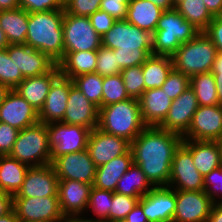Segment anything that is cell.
<instances>
[{
	"instance_id": "cell-1",
	"label": "cell",
	"mask_w": 222,
	"mask_h": 222,
	"mask_svg": "<svg viewBox=\"0 0 222 222\" xmlns=\"http://www.w3.org/2000/svg\"><path fill=\"white\" fill-rule=\"evenodd\" d=\"M183 137L160 127L146 126L130 143L133 163L154 187L168 186L175 150Z\"/></svg>"
},
{
	"instance_id": "cell-2",
	"label": "cell",
	"mask_w": 222,
	"mask_h": 222,
	"mask_svg": "<svg viewBox=\"0 0 222 222\" xmlns=\"http://www.w3.org/2000/svg\"><path fill=\"white\" fill-rule=\"evenodd\" d=\"M102 46L114 50L121 70L141 66L153 55L152 34L127 20H117L114 23L102 36Z\"/></svg>"
},
{
	"instance_id": "cell-3",
	"label": "cell",
	"mask_w": 222,
	"mask_h": 222,
	"mask_svg": "<svg viewBox=\"0 0 222 222\" xmlns=\"http://www.w3.org/2000/svg\"><path fill=\"white\" fill-rule=\"evenodd\" d=\"M64 8L28 13L26 45L46 54L58 64L64 57Z\"/></svg>"
},
{
	"instance_id": "cell-4",
	"label": "cell",
	"mask_w": 222,
	"mask_h": 222,
	"mask_svg": "<svg viewBox=\"0 0 222 222\" xmlns=\"http://www.w3.org/2000/svg\"><path fill=\"white\" fill-rule=\"evenodd\" d=\"M145 127L138 99L130 98L99 109L97 128L130 143Z\"/></svg>"
},
{
	"instance_id": "cell-5",
	"label": "cell",
	"mask_w": 222,
	"mask_h": 222,
	"mask_svg": "<svg viewBox=\"0 0 222 222\" xmlns=\"http://www.w3.org/2000/svg\"><path fill=\"white\" fill-rule=\"evenodd\" d=\"M200 31L175 9L165 10L152 34L153 55L172 56Z\"/></svg>"
},
{
	"instance_id": "cell-6",
	"label": "cell",
	"mask_w": 222,
	"mask_h": 222,
	"mask_svg": "<svg viewBox=\"0 0 222 222\" xmlns=\"http://www.w3.org/2000/svg\"><path fill=\"white\" fill-rule=\"evenodd\" d=\"M216 54L217 48L212 40L204 32H199L171 56L173 68L189 78L196 74L211 72Z\"/></svg>"
},
{
	"instance_id": "cell-7",
	"label": "cell",
	"mask_w": 222,
	"mask_h": 222,
	"mask_svg": "<svg viewBox=\"0 0 222 222\" xmlns=\"http://www.w3.org/2000/svg\"><path fill=\"white\" fill-rule=\"evenodd\" d=\"M50 155L47 124L40 122L19 131L9 154L29 167L50 164Z\"/></svg>"
},
{
	"instance_id": "cell-8",
	"label": "cell",
	"mask_w": 222,
	"mask_h": 222,
	"mask_svg": "<svg viewBox=\"0 0 222 222\" xmlns=\"http://www.w3.org/2000/svg\"><path fill=\"white\" fill-rule=\"evenodd\" d=\"M62 26L64 53L93 51L102 46V37L91 25L89 17L64 13Z\"/></svg>"
},
{
	"instance_id": "cell-9",
	"label": "cell",
	"mask_w": 222,
	"mask_h": 222,
	"mask_svg": "<svg viewBox=\"0 0 222 222\" xmlns=\"http://www.w3.org/2000/svg\"><path fill=\"white\" fill-rule=\"evenodd\" d=\"M51 162L67 153H75L87 149L91 130L81 125L53 122L47 124Z\"/></svg>"
},
{
	"instance_id": "cell-10",
	"label": "cell",
	"mask_w": 222,
	"mask_h": 222,
	"mask_svg": "<svg viewBox=\"0 0 222 222\" xmlns=\"http://www.w3.org/2000/svg\"><path fill=\"white\" fill-rule=\"evenodd\" d=\"M13 209L20 222H59L64 217L58 196L13 197Z\"/></svg>"
},
{
	"instance_id": "cell-11",
	"label": "cell",
	"mask_w": 222,
	"mask_h": 222,
	"mask_svg": "<svg viewBox=\"0 0 222 222\" xmlns=\"http://www.w3.org/2000/svg\"><path fill=\"white\" fill-rule=\"evenodd\" d=\"M168 187L184 191L204 190L203 176L194 165L191 152L182 143L173 156Z\"/></svg>"
},
{
	"instance_id": "cell-12",
	"label": "cell",
	"mask_w": 222,
	"mask_h": 222,
	"mask_svg": "<svg viewBox=\"0 0 222 222\" xmlns=\"http://www.w3.org/2000/svg\"><path fill=\"white\" fill-rule=\"evenodd\" d=\"M183 140L221 141L222 105L199 106Z\"/></svg>"
},
{
	"instance_id": "cell-13",
	"label": "cell",
	"mask_w": 222,
	"mask_h": 222,
	"mask_svg": "<svg viewBox=\"0 0 222 222\" xmlns=\"http://www.w3.org/2000/svg\"><path fill=\"white\" fill-rule=\"evenodd\" d=\"M58 179L76 180L93 186L96 166L87 149L63 154L51 162Z\"/></svg>"
},
{
	"instance_id": "cell-14",
	"label": "cell",
	"mask_w": 222,
	"mask_h": 222,
	"mask_svg": "<svg viewBox=\"0 0 222 222\" xmlns=\"http://www.w3.org/2000/svg\"><path fill=\"white\" fill-rule=\"evenodd\" d=\"M213 204L204 190H176V209L172 222H207Z\"/></svg>"
},
{
	"instance_id": "cell-15",
	"label": "cell",
	"mask_w": 222,
	"mask_h": 222,
	"mask_svg": "<svg viewBox=\"0 0 222 222\" xmlns=\"http://www.w3.org/2000/svg\"><path fill=\"white\" fill-rule=\"evenodd\" d=\"M148 222H172L176 209V190L168 186L154 187L138 200Z\"/></svg>"
},
{
	"instance_id": "cell-16",
	"label": "cell",
	"mask_w": 222,
	"mask_h": 222,
	"mask_svg": "<svg viewBox=\"0 0 222 222\" xmlns=\"http://www.w3.org/2000/svg\"><path fill=\"white\" fill-rule=\"evenodd\" d=\"M87 150L95 166L98 167L126 154L130 150V142L96 127L90 132Z\"/></svg>"
},
{
	"instance_id": "cell-17",
	"label": "cell",
	"mask_w": 222,
	"mask_h": 222,
	"mask_svg": "<svg viewBox=\"0 0 222 222\" xmlns=\"http://www.w3.org/2000/svg\"><path fill=\"white\" fill-rule=\"evenodd\" d=\"M198 107L196 95L189 87L178 98L172 100L164 121L158 127L183 136L188 131Z\"/></svg>"
},
{
	"instance_id": "cell-18",
	"label": "cell",
	"mask_w": 222,
	"mask_h": 222,
	"mask_svg": "<svg viewBox=\"0 0 222 222\" xmlns=\"http://www.w3.org/2000/svg\"><path fill=\"white\" fill-rule=\"evenodd\" d=\"M6 50L24 78L48 73L57 65L46 54L26 44H9Z\"/></svg>"
},
{
	"instance_id": "cell-19",
	"label": "cell",
	"mask_w": 222,
	"mask_h": 222,
	"mask_svg": "<svg viewBox=\"0 0 222 222\" xmlns=\"http://www.w3.org/2000/svg\"><path fill=\"white\" fill-rule=\"evenodd\" d=\"M58 181L51 164L29 167L21 189L13 197L58 196Z\"/></svg>"
},
{
	"instance_id": "cell-20",
	"label": "cell",
	"mask_w": 222,
	"mask_h": 222,
	"mask_svg": "<svg viewBox=\"0 0 222 222\" xmlns=\"http://www.w3.org/2000/svg\"><path fill=\"white\" fill-rule=\"evenodd\" d=\"M0 122L20 131L39 123V112L18 93L10 90L0 106Z\"/></svg>"
},
{
	"instance_id": "cell-21",
	"label": "cell",
	"mask_w": 222,
	"mask_h": 222,
	"mask_svg": "<svg viewBox=\"0 0 222 222\" xmlns=\"http://www.w3.org/2000/svg\"><path fill=\"white\" fill-rule=\"evenodd\" d=\"M98 115L99 108L72 84L62 123L81 125L93 130L98 126Z\"/></svg>"
},
{
	"instance_id": "cell-22",
	"label": "cell",
	"mask_w": 222,
	"mask_h": 222,
	"mask_svg": "<svg viewBox=\"0 0 222 222\" xmlns=\"http://www.w3.org/2000/svg\"><path fill=\"white\" fill-rule=\"evenodd\" d=\"M72 84L73 81L70 78L61 74L53 81L44 106L39 112L40 123L49 124L63 121Z\"/></svg>"
},
{
	"instance_id": "cell-23",
	"label": "cell",
	"mask_w": 222,
	"mask_h": 222,
	"mask_svg": "<svg viewBox=\"0 0 222 222\" xmlns=\"http://www.w3.org/2000/svg\"><path fill=\"white\" fill-rule=\"evenodd\" d=\"M91 184L76 180L59 179L58 198L64 216L85 212L89 204Z\"/></svg>"
},
{
	"instance_id": "cell-24",
	"label": "cell",
	"mask_w": 222,
	"mask_h": 222,
	"mask_svg": "<svg viewBox=\"0 0 222 222\" xmlns=\"http://www.w3.org/2000/svg\"><path fill=\"white\" fill-rule=\"evenodd\" d=\"M59 75L60 70L58 65H56L48 73L24 78L14 91L23 97L36 111L40 112L44 106L53 81Z\"/></svg>"
},
{
	"instance_id": "cell-25",
	"label": "cell",
	"mask_w": 222,
	"mask_h": 222,
	"mask_svg": "<svg viewBox=\"0 0 222 222\" xmlns=\"http://www.w3.org/2000/svg\"><path fill=\"white\" fill-rule=\"evenodd\" d=\"M138 100L144 124L154 127L164 121L172 104L168 94L161 88L145 90Z\"/></svg>"
},
{
	"instance_id": "cell-26",
	"label": "cell",
	"mask_w": 222,
	"mask_h": 222,
	"mask_svg": "<svg viewBox=\"0 0 222 222\" xmlns=\"http://www.w3.org/2000/svg\"><path fill=\"white\" fill-rule=\"evenodd\" d=\"M191 152L194 165L203 177L222 166L219 141L182 140Z\"/></svg>"
},
{
	"instance_id": "cell-27",
	"label": "cell",
	"mask_w": 222,
	"mask_h": 222,
	"mask_svg": "<svg viewBox=\"0 0 222 222\" xmlns=\"http://www.w3.org/2000/svg\"><path fill=\"white\" fill-rule=\"evenodd\" d=\"M132 164L133 156L131 150H129L126 154L115 157L108 163L96 167L93 187L115 192L118 180Z\"/></svg>"
},
{
	"instance_id": "cell-28",
	"label": "cell",
	"mask_w": 222,
	"mask_h": 222,
	"mask_svg": "<svg viewBox=\"0 0 222 222\" xmlns=\"http://www.w3.org/2000/svg\"><path fill=\"white\" fill-rule=\"evenodd\" d=\"M57 65L60 74L71 80L83 74L95 73L97 50L65 52L63 59Z\"/></svg>"
},
{
	"instance_id": "cell-29",
	"label": "cell",
	"mask_w": 222,
	"mask_h": 222,
	"mask_svg": "<svg viewBox=\"0 0 222 222\" xmlns=\"http://www.w3.org/2000/svg\"><path fill=\"white\" fill-rule=\"evenodd\" d=\"M163 12L164 10L149 0H132L128 5L126 20L153 34Z\"/></svg>"
},
{
	"instance_id": "cell-30",
	"label": "cell",
	"mask_w": 222,
	"mask_h": 222,
	"mask_svg": "<svg viewBox=\"0 0 222 222\" xmlns=\"http://www.w3.org/2000/svg\"><path fill=\"white\" fill-rule=\"evenodd\" d=\"M0 27L9 44H25L28 32V12L20 7L0 11Z\"/></svg>"
},
{
	"instance_id": "cell-31",
	"label": "cell",
	"mask_w": 222,
	"mask_h": 222,
	"mask_svg": "<svg viewBox=\"0 0 222 222\" xmlns=\"http://www.w3.org/2000/svg\"><path fill=\"white\" fill-rule=\"evenodd\" d=\"M29 166L9 155L0 156V190L15 195L21 189Z\"/></svg>"
},
{
	"instance_id": "cell-32",
	"label": "cell",
	"mask_w": 222,
	"mask_h": 222,
	"mask_svg": "<svg viewBox=\"0 0 222 222\" xmlns=\"http://www.w3.org/2000/svg\"><path fill=\"white\" fill-rule=\"evenodd\" d=\"M172 69L171 56L151 55L142 65L145 90L161 88Z\"/></svg>"
},
{
	"instance_id": "cell-33",
	"label": "cell",
	"mask_w": 222,
	"mask_h": 222,
	"mask_svg": "<svg viewBox=\"0 0 222 222\" xmlns=\"http://www.w3.org/2000/svg\"><path fill=\"white\" fill-rule=\"evenodd\" d=\"M153 188L154 186L146 178L145 173L137 164L133 163L118 180L115 192L141 198Z\"/></svg>"
},
{
	"instance_id": "cell-34",
	"label": "cell",
	"mask_w": 222,
	"mask_h": 222,
	"mask_svg": "<svg viewBox=\"0 0 222 222\" xmlns=\"http://www.w3.org/2000/svg\"><path fill=\"white\" fill-rule=\"evenodd\" d=\"M190 88L194 91L199 106L219 105L217 87L211 72L190 77Z\"/></svg>"
},
{
	"instance_id": "cell-35",
	"label": "cell",
	"mask_w": 222,
	"mask_h": 222,
	"mask_svg": "<svg viewBox=\"0 0 222 222\" xmlns=\"http://www.w3.org/2000/svg\"><path fill=\"white\" fill-rule=\"evenodd\" d=\"M175 9L200 32H203L213 20L203 0H185L180 2Z\"/></svg>"
},
{
	"instance_id": "cell-36",
	"label": "cell",
	"mask_w": 222,
	"mask_h": 222,
	"mask_svg": "<svg viewBox=\"0 0 222 222\" xmlns=\"http://www.w3.org/2000/svg\"><path fill=\"white\" fill-rule=\"evenodd\" d=\"M73 85L78 88L84 96L96 105L102 107L103 77L97 73H89L72 79Z\"/></svg>"
},
{
	"instance_id": "cell-37",
	"label": "cell",
	"mask_w": 222,
	"mask_h": 222,
	"mask_svg": "<svg viewBox=\"0 0 222 222\" xmlns=\"http://www.w3.org/2000/svg\"><path fill=\"white\" fill-rule=\"evenodd\" d=\"M130 99L121 74L103 77L102 107Z\"/></svg>"
},
{
	"instance_id": "cell-38",
	"label": "cell",
	"mask_w": 222,
	"mask_h": 222,
	"mask_svg": "<svg viewBox=\"0 0 222 222\" xmlns=\"http://www.w3.org/2000/svg\"><path fill=\"white\" fill-rule=\"evenodd\" d=\"M113 200V192L101 190L92 186L89 196L88 208L101 220L109 222V208Z\"/></svg>"
},
{
	"instance_id": "cell-39",
	"label": "cell",
	"mask_w": 222,
	"mask_h": 222,
	"mask_svg": "<svg viewBox=\"0 0 222 222\" xmlns=\"http://www.w3.org/2000/svg\"><path fill=\"white\" fill-rule=\"evenodd\" d=\"M23 80L20 69L11 60L7 50H0V83L14 90Z\"/></svg>"
},
{
	"instance_id": "cell-40",
	"label": "cell",
	"mask_w": 222,
	"mask_h": 222,
	"mask_svg": "<svg viewBox=\"0 0 222 222\" xmlns=\"http://www.w3.org/2000/svg\"><path fill=\"white\" fill-rule=\"evenodd\" d=\"M120 74L128 96L130 98L139 99L145 91L142 65L125 68Z\"/></svg>"
},
{
	"instance_id": "cell-41",
	"label": "cell",
	"mask_w": 222,
	"mask_h": 222,
	"mask_svg": "<svg viewBox=\"0 0 222 222\" xmlns=\"http://www.w3.org/2000/svg\"><path fill=\"white\" fill-rule=\"evenodd\" d=\"M140 197H132L113 192L111 208H109V222L122 221L138 203Z\"/></svg>"
},
{
	"instance_id": "cell-42",
	"label": "cell",
	"mask_w": 222,
	"mask_h": 222,
	"mask_svg": "<svg viewBox=\"0 0 222 222\" xmlns=\"http://www.w3.org/2000/svg\"><path fill=\"white\" fill-rule=\"evenodd\" d=\"M121 69L118 66L114 50L101 46L97 50V65L95 73L102 77L111 76L121 73Z\"/></svg>"
},
{
	"instance_id": "cell-43",
	"label": "cell",
	"mask_w": 222,
	"mask_h": 222,
	"mask_svg": "<svg viewBox=\"0 0 222 222\" xmlns=\"http://www.w3.org/2000/svg\"><path fill=\"white\" fill-rule=\"evenodd\" d=\"M189 87L190 78L186 74H183L173 68L161 86V89L168 94L171 100H174Z\"/></svg>"
},
{
	"instance_id": "cell-44",
	"label": "cell",
	"mask_w": 222,
	"mask_h": 222,
	"mask_svg": "<svg viewBox=\"0 0 222 222\" xmlns=\"http://www.w3.org/2000/svg\"><path fill=\"white\" fill-rule=\"evenodd\" d=\"M102 0H63L65 13L89 17L100 10Z\"/></svg>"
},
{
	"instance_id": "cell-45",
	"label": "cell",
	"mask_w": 222,
	"mask_h": 222,
	"mask_svg": "<svg viewBox=\"0 0 222 222\" xmlns=\"http://www.w3.org/2000/svg\"><path fill=\"white\" fill-rule=\"evenodd\" d=\"M203 180L204 191L213 203H222V199L217 202L218 198H222V196L219 195L222 193V166L213 169L208 175L203 177Z\"/></svg>"
},
{
	"instance_id": "cell-46",
	"label": "cell",
	"mask_w": 222,
	"mask_h": 222,
	"mask_svg": "<svg viewBox=\"0 0 222 222\" xmlns=\"http://www.w3.org/2000/svg\"><path fill=\"white\" fill-rule=\"evenodd\" d=\"M19 7L28 13L63 9V0H18Z\"/></svg>"
},
{
	"instance_id": "cell-47",
	"label": "cell",
	"mask_w": 222,
	"mask_h": 222,
	"mask_svg": "<svg viewBox=\"0 0 222 222\" xmlns=\"http://www.w3.org/2000/svg\"><path fill=\"white\" fill-rule=\"evenodd\" d=\"M19 130L0 122V156L9 155L17 139Z\"/></svg>"
},
{
	"instance_id": "cell-48",
	"label": "cell",
	"mask_w": 222,
	"mask_h": 222,
	"mask_svg": "<svg viewBox=\"0 0 222 222\" xmlns=\"http://www.w3.org/2000/svg\"><path fill=\"white\" fill-rule=\"evenodd\" d=\"M89 19L91 25L101 37L107 33L116 22L112 16L102 10H98L90 15Z\"/></svg>"
},
{
	"instance_id": "cell-49",
	"label": "cell",
	"mask_w": 222,
	"mask_h": 222,
	"mask_svg": "<svg viewBox=\"0 0 222 222\" xmlns=\"http://www.w3.org/2000/svg\"><path fill=\"white\" fill-rule=\"evenodd\" d=\"M129 3H121V0H102L100 10L117 20H126Z\"/></svg>"
},
{
	"instance_id": "cell-50",
	"label": "cell",
	"mask_w": 222,
	"mask_h": 222,
	"mask_svg": "<svg viewBox=\"0 0 222 222\" xmlns=\"http://www.w3.org/2000/svg\"><path fill=\"white\" fill-rule=\"evenodd\" d=\"M217 48V52L222 53V16H215L203 31Z\"/></svg>"
},
{
	"instance_id": "cell-51",
	"label": "cell",
	"mask_w": 222,
	"mask_h": 222,
	"mask_svg": "<svg viewBox=\"0 0 222 222\" xmlns=\"http://www.w3.org/2000/svg\"><path fill=\"white\" fill-rule=\"evenodd\" d=\"M125 222H148L142 207L137 203L134 208L127 214Z\"/></svg>"
},
{
	"instance_id": "cell-52",
	"label": "cell",
	"mask_w": 222,
	"mask_h": 222,
	"mask_svg": "<svg viewBox=\"0 0 222 222\" xmlns=\"http://www.w3.org/2000/svg\"><path fill=\"white\" fill-rule=\"evenodd\" d=\"M13 209V196L0 190V217Z\"/></svg>"
},
{
	"instance_id": "cell-53",
	"label": "cell",
	"mask_w": 222,
	"mask_h": 222,
	"mask_svg": "<svg viewBox=\"0 0 222 222\" xmlns=\"http://www.w3.org/2000/svg\"><path fill=\"white\" fill-rule=\"evenodd\" d=\"M203 2L213 17L222 16V0H203Z\"/></svg>"
},
{
	"instance_id": "cell-54",
	"label": "cell",
	"mask_w": 222,
	"mask_h": 222,
	"mask_svg": "<svg viewBox=\"0 0 222 222\" xmlns=\"http://www.w3.org/2000/svg\"><path fill=\"white\" fill-rule=\"evenodd\" d=\"M207 222H222V203L213 204Z\"/></svg>"
},
{
	"instance_id": "cell-55",
	"label": "cell",
	"mask_w": 222,
	"mask_h": 222,
	"mask_svg": "<svg viewBox=\"0 0 222 222\" xmlns=\"http://www.w3.org/2000/svg\"><path fill=\"white\" fill-rule=\"evenodd\" d=\"M59 222H105L104 220L101 219H87V218H82V215L80 217V214L78 215H67L64 216Z\"/></svg>"
},
{
	"instance_id": "cell-56",
	"label": "cell",
	"mask_w": 222,
	"mask_h": 222,
	"mask_svg": "<svg viewBox=\"0 0 222 222\" xmlns=\"http://www.w3.org/2000/svg\"><path fill=\"white\" fill-rule=\"evenodd\" d=\"M212 74H222V53L217 52L211 69Z\"/></svg>"
},
{
	"instance_id": "cell-57",
	"label": "cell",
	"mask_w": 222,
	"mask_h": 222,
	"mask_svg": "<svg viewBox=\"0 0 222 222\" xmlns=\"http://www.w3.org/2000/svg\"><path fill=\"white\" fill-rule=\"evenodd\" d=\"M19 7L18 0H0V11H6Z\"/></svg>"
},
{
	"instance_id": "cell-58",
	"label": "cell",
	"mask_w": 222,
	"mask_h": 222,
	"mask_svg": "<svg viewBox=\"0 0 222 222\" xmlns=\"http://www.w3.org/2000/svg\"><path fill=\"white\" fill-rule=\"evenodd\" d=\"M162 10H170L174 8L173 0H149Z\"/></svg>"
},
{
	"instance_id": "cell-59",
	"label": "cell",
	"mask_w": 222,
	"mask_h": 222,
	"mask_svg": "<svg viewBox=\"0 0 222 222\" xmlns=\"http://www.w3.org/2000/svg\"><path fill=\"white\" fill-rule=\"evenodd\" d=\"M213 76L217 87L219 105H222V74H213Z\"/></svg>"
},
{
	"instance_id": "cell-60",
	"label": "cell",
	"mask_w": 222,
	"mask_h": 222,
	"mask_svg": "<svg viewBox=\"0 0 222 222\" xmlns=\"http://www.w3.org/2000/svg\"><path fill=\"white\" fill-rule=\"evenodd\" d=\"M0 222H20L16 216V212L12 209L10 212L0 217Z\"/></svg>"
},
{
	"instance_id": "cell-61",
	"label": "cell",
	"mask_w": 222,
	"mask_h": 222,
	"mask_svg": "<svg viewBox=\"0 0 222 222\" xmlns=\"http://www.w3.org/2000/svg\"><path fill=\"white\" fill-rule=\"evenodd\" d=\"M8 46H9V43L7 41L6 33L0 27V50L6 49Z\"/></svg>"
},
{
	"instance_id": "cell-62",
	"label": "cell",
	"mask_w": 222,
	"mask_h": 222,
	"mask_svg": "<svg viewBox=\"0 0 222 222\" xmlns=\"http://www.w3.org/2000/svg\"><path fill=\"white\" fill-rule=\"evenodd\" d=\"M9 91L10 89L6 85L0 83V106L3 103L5 96Z\"/></svg>"
},
{
	"instance_id": "cell-63",
	"label": "cell",
	"mask_w": 222,
	"mask_h": 222,
	"mask_svg": "<svg viewBox=\"0 0 222 222\" xmlns=\"http://www.w3.org/2000/svg\"><path fill=\"white\" fill-rule=\"evenodd\" d=\"M185 0H173V4H174V8L180 3L183 2Z\"/></svg>"
},
{
	"instance_id": "cell-64",
	"label": "cell",
	"mask_w": 222,
	"mask_h": 222,
	"mask_svg": "<svg viewBox=\"0 0 222 222\" xmlns=\"http://www.w3.org/2000/svg\"><path fill=\"white\" fill-rule=\"evenodd\" d=\"M219 144H220V151H221V164H222V140L219 141Z\"/></svg>"
},
{
	"instance_id": "cell-65",
	"label": "cell",
	"mask_w": 222,
	"mask_h": 222,
	"mask_svg": "<svg viewBox=\"0 0 222 222\" xmlns=\"http://www.w3.org/2000/svg\"><path fill=\"white\" fill-rule=\"evenodd\" d=\"M132 0H121V3H130Z\"/></svg>"
}]
</instances>
